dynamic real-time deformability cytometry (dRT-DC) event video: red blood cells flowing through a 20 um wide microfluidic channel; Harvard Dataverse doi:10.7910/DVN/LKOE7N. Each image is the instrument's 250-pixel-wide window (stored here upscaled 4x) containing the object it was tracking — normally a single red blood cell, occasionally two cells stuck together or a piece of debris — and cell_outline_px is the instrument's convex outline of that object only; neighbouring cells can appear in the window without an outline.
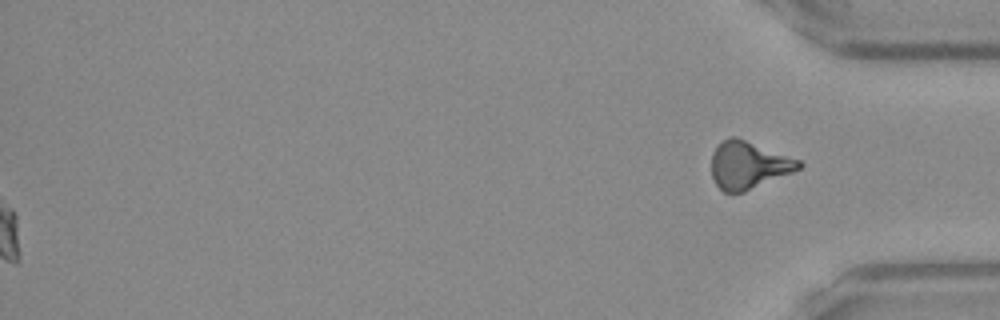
{"species": "Egyptian fruit bat (a non-hibernating species)", "species_latin": "Rousettus aegyptiacus", "temperature_condition": "warm", "stored_images_in_passage": 49, "segment_of_instrument_passage": [2, 2], "camera_frame_rate_fps": 3000, "um_per_image_px": 0.085, "frame": {"image": 1, "passage_image": 49, "time_ms": 16.0, "image_size_px": [1000, 320], "cell_outline_px": [[804, 164], [800, 168], [792, 172], [744, 192], [724, 192], [716, 184], [712, 176], [712, 152], [724, 140], [732, 136], [736, 136], [800, 160]], "centroid_in_image_um": [63.62, 14.03], "position_along_channel_um": 371.6, "area_um2": 23.87}}